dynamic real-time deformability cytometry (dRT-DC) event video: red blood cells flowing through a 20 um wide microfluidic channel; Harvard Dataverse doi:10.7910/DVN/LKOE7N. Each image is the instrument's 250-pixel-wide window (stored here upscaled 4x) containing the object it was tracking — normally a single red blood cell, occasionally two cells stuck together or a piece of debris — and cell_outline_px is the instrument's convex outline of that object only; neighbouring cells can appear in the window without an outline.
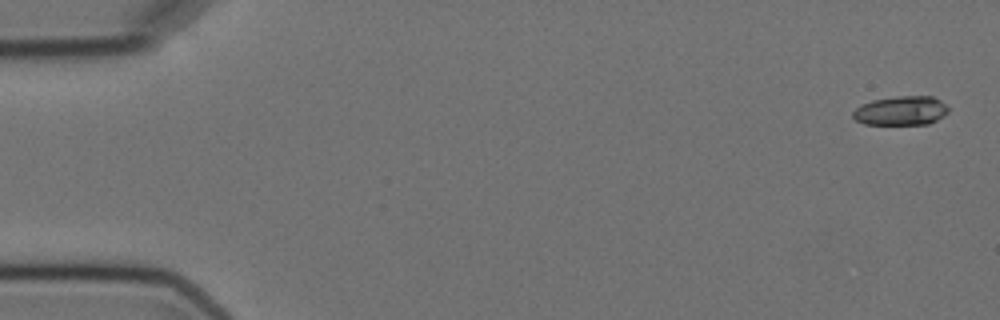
{"species": "Egyptian fruit bat (a non-hibernating species)", "species_latin": "Rousettus aegyptiacus", "temperature_condition": "cold", "stored_images_in_passage": 6, "camera_frame_rate_fps": 3000, "um_per_image_px": 0.085, "animal": {"sex": "female"}, "frame": {"image": 1, "passage_image": 1, "time_ms": 0.0, "image_size_px": [1000, 320], "cell_outline_px": [[948, 112], [944, 116], [928, 124], [864, 124], [856, 120], [852, 116], [852, 112], [856, 108], [872, 100], [896, 96], [932, 96], [940, 100], [948, 108]], "centroid_in_image_um": [76.59, 9.41], "position_along_channel_um": 8.4, "area_um2": 16.13}}
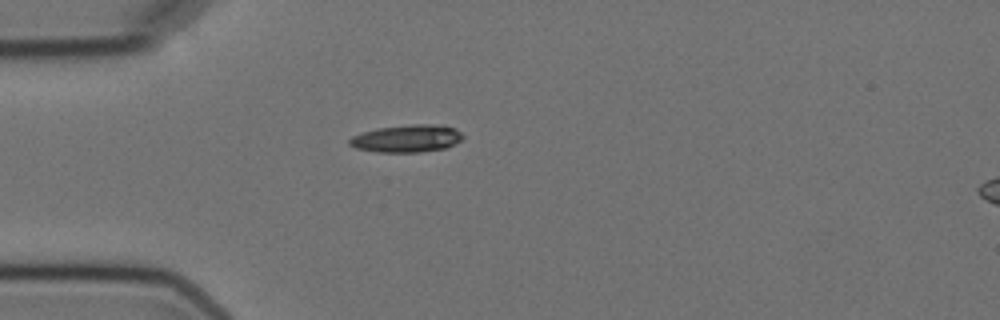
{"frame": {"image": 2, "passage_image": 5, "time_ms": 4.667, "image_size_px": [1000, 320], "cell_outline_px": [[464, 136], [460, 140], [444, 148], [420, 152], [376, 152], [356, 148], [348, 144], [348, 140], [352, 136], [376, 128], [412, 124], [440, 124], [456, 128]], "centroid_in_image_um": [34.57, 11.76], "position_along_channel_um": 50.4, "area_um2": 18.15}}